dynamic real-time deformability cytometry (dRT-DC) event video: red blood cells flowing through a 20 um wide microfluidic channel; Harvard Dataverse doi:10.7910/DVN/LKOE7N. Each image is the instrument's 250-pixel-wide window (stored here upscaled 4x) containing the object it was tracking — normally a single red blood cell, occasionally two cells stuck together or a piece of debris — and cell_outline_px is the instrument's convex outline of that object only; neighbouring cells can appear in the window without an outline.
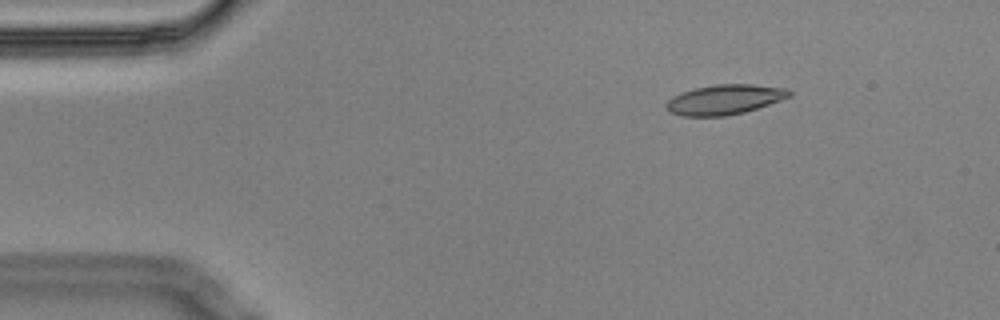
{"species": "Egyptian fruit bat (a non-hibernating species)", "species_latin": "Rousettus aegyptiacus", "temperature_condition": "cold", "stored_images_in_passage": 5, "camera_frame_rate_fps": 3000, "um_per_image_px": 0.085, "animal": {"sex": "male"}, "frame": {"image": 1, "passage_image": 2, "time_ms": 0.333, "image_size_px": [1000, 320], "cell_outline_px": [[792, 96], [744, 112], [728, 116], [680, 116], [668, 112], [664, 104], [672, 96], [696, 88], [716, 84], [752, 84], [784, 88], [792, 92]], "centroid_in_image_um": [61.55, 8.47], "position_along_channel_um": 23.4, "area_um2": 21.39}}